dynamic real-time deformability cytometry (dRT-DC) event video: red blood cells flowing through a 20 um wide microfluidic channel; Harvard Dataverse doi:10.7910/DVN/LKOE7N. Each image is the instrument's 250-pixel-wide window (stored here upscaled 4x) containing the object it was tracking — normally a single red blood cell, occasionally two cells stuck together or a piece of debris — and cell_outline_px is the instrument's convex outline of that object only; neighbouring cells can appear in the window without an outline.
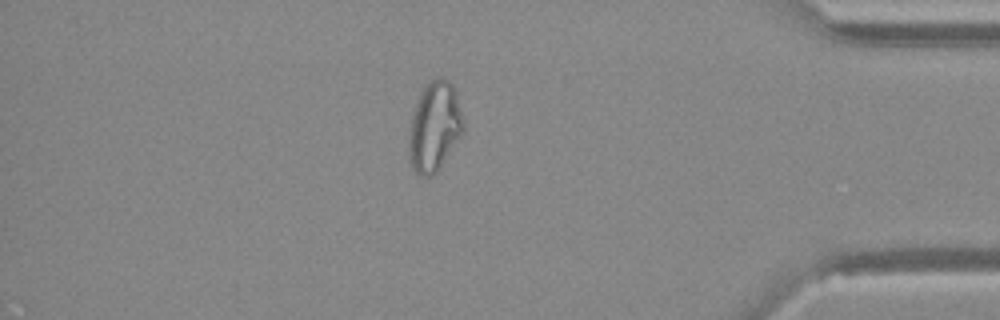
{"species": "Egyptian fruit bat (a non-hibernating species)", "species_latin": "Rousettus aegyptiacus", "temperature_condition": "warm", "stored_images_in_passage": 45, "camera_frame_rate_fps": 3000, "um_per_image_px": 0.085, "animal": {"sex": "female"}, "frame": {"image": 1, "passage_image": 39, "time_ms": 12.667, "image_size_px": [1000, 320], "cell_outline_px": [[464, 132], [440, 168], [432, 176], [420, 176], [416, 172], [412, 164], [408, 148], [412, 116], [420, 92], [432, 80], [440, 76], [448, 80], [452, 84], [456, 92], [464, 124]], "centroid_in_image_um": [36.96, 10.77], "position_along_channel_um": 398.2, "area_um2": 28.15}}